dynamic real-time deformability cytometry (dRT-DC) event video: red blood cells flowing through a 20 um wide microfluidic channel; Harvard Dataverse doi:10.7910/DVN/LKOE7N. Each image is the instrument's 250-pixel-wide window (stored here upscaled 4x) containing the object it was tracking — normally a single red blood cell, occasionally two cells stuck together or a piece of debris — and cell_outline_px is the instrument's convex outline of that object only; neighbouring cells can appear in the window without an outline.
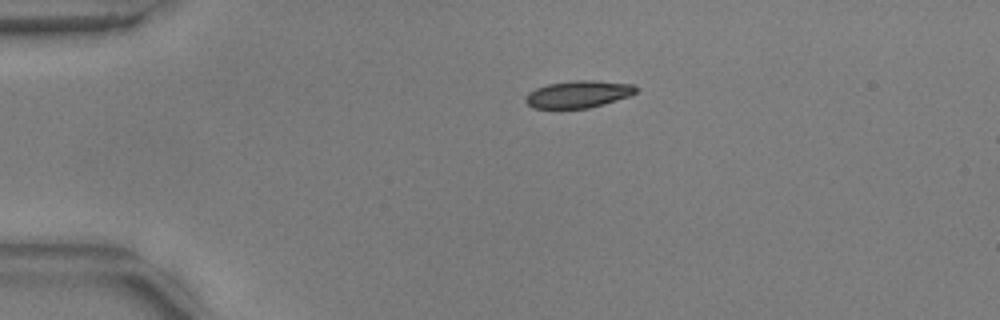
{"species": "common noctule bat (a hibernating species)", "species_latin": "Nyctalus noctula", "temperature_condition": "warm", "stored_images_in_passage": 47, "camera_frame_rate_fps": 3000, "um_per_image_px": 0.085, "animal": {"sex": "male", "body_mass_g": 17.9, "forearm_length_mm": 54.2}, "frame": {"image": 1, "passage_image": 5, "time_ms": 1.333, "image_size_px": [1000, 320], "cell_outline_px": [[636, 92], [628, 96], [588, 108], [532, 108], [524, 100], [528, 92], [536, 88], [548, 84], [576, 80], [596, 80], [632, 84], [636, 88]], "centroid_in_image_um": [49.11, 8.0], "position_along_channel_um": 35.9, "area_um2": 17.22}}
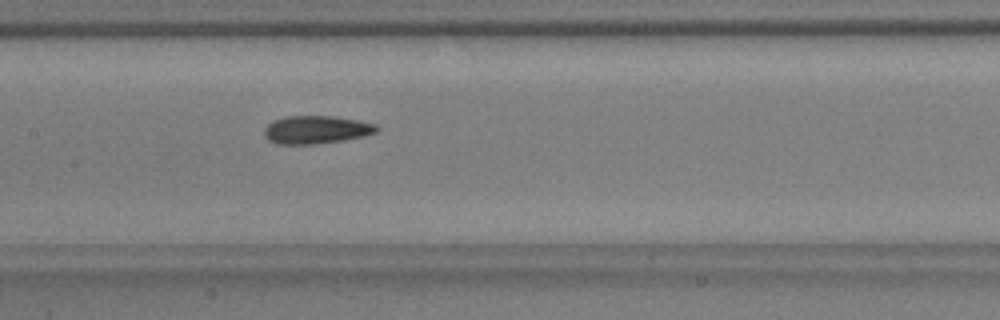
{"frame": {"image": 2, "passage_image": 20, "time_ms": 6.333, "image_size_px": [1000, 320], "cell_outline_px": [[380, 128], [376, 132], [364, 136], [344, 140], [312, 144], [276, 144], [268, 140], [264, 136], [264, 128], [272, 120], [284, 116], [332, 116], [360, 120], [376, 124]], "centroid_in_image_um": [26.87, 11.02], "position_along_channel_um": 180.5, "area_um2": 18.55}}
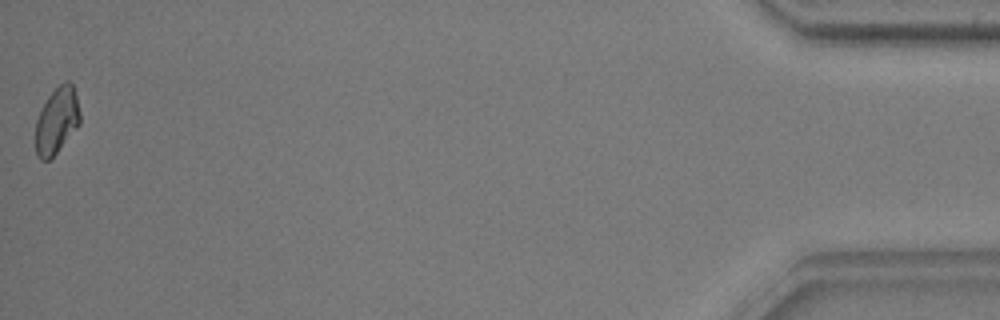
{"frame": {"image": 3, "passage_image": 47, "time_ms": 15.333, "image_size_px": [1000, 320], "cell_outline_px": [[80, 124], [56, 152], [48, 160], [40, 160], [36, 156], [36, 120], [40, 108], [48, 96], [64, 80], [68, 80], [72, 84], [76, 96], [80, 112]], "centroid_in_image_um": [4.82, 10.23], "position_along_channel_um": 430.4, "area_um2": 17.11}, "authors_computed_cell_mechanics": {"area_um2": 18.0336, "velocity_mm_per_s": 3.7648, "shape_relaxation_time_tau1_ms": 3.1833, "shape_relaxation_time_tau2_ms": 3.4413, "deformation_change_tau1": 0.1222, "deformation_change_tau2": 0.0686}}